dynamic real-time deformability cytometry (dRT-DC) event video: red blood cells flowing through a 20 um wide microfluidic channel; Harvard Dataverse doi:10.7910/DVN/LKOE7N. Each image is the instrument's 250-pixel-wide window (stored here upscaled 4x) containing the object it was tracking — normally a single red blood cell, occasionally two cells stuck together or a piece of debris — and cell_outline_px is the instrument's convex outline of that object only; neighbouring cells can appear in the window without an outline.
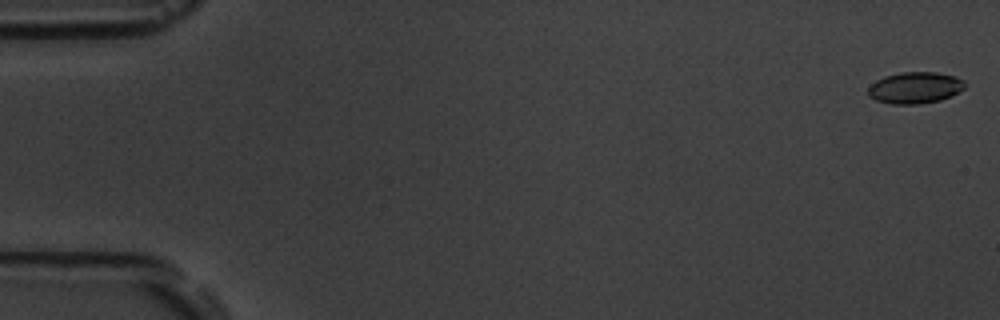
{"species": "common noctule bat (a hibernating species)", "species_latin": "Nyctalus noctula", "temperature_condition": "room temperature", "stored_images_in_passage": 54, "camera_frame_rate_fps": 3000, "um_per_image_px": 0.085, "animal": {"sex": "male", "body_mass_g": 19.5, "forearm_length_mm": 54.6}, "frame": {"image": 1, "passage_image": 1, "time_ms": 0.0, "image_size_px": [1000, 320], "cell_outline_px": [[964, 88], [952, 96], [940, 100], [916, 104], [892, 104], [876, 100], [868, 96], [868, 88], [876, 80], [884, 76], [900, 72], [936, 72], [956, 76], [964, 80]], "centroid_in_image_um": [77.77, 7.45], "position_along_channel_um": 7.2, "area_um2": 17.8}}
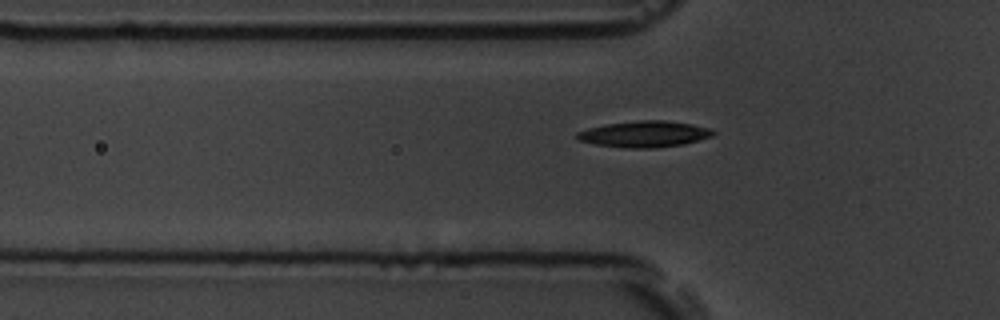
{"frame": {"image": 2, "passage_image": 18, "time_ms": 5.667, "image_size_px": [1000, 320], "cell_outline_px": [[716, 132], [712, 136], [684, 144], [656, 148], [624, 148], [596, 144], [576, 140], [576, 132], [588, 128], [604, 124], [636, 120], [664, 120], [692, 124], [708, 128]], "centroid_in_image_um": [54.73, 11.39], "position_along_channel_um": 71.1, "area_um2": 20.92}}
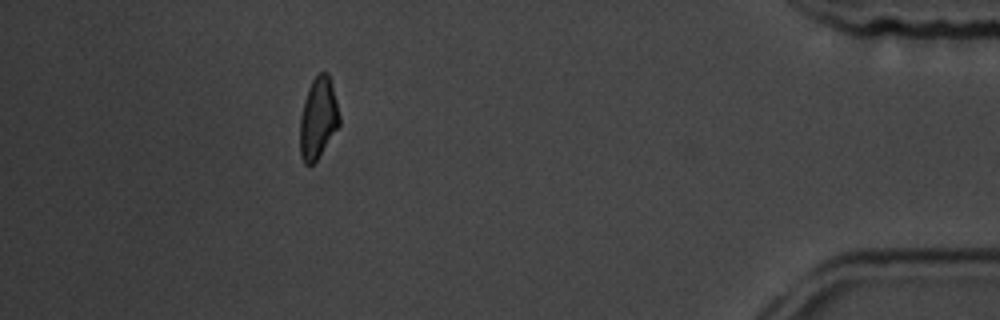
{"frame": {"image": 3, "passage_image": 49, "time_ms": 16.0, "image_size_px": [1000, 320], "cell_outline_px": [[340, 124], [316, 160], [312, 164], [304, 164], [300, 156], [300, 116], [304, 100], [308, 88], [312, 80], [320, 72], [328, 72], [332, 84], [340, 116]], "centroid_in_image_um": [27.03, 10.03], "position_along_channel_um": 408.2, "area_um2": 18.55}, "authors_computed_cell_mechanics": {"area_um2": 19.1896, "velocity_mm_per_s": 3.7821, "shape_relaxation_time_tau1_ms": 2.1924, "shape_relaxation_time_tau2_ms": 5.5689, "deformation_change_tau1": 0.1311, "deformation_change_tau2": 0.1427}}